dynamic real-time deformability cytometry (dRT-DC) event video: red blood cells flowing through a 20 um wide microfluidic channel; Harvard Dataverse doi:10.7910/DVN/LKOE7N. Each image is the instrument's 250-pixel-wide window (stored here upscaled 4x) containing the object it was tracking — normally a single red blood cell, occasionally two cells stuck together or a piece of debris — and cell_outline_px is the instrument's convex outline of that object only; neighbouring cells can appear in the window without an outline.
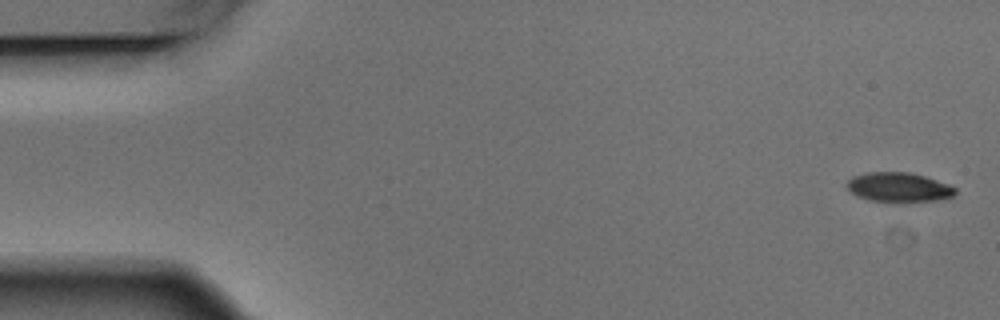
{"species": "Egyptian fruit bat (a non-hibernating species)", "species_latin": "Rousettus aegyptiacus", "temperature_condition": "warm", "stored_images_in_passage": 4, "camera_frame_rate_fps": 3000, "um_per_image_px": 0.085, "animal": {"sex": "male"}, "frame": {"image": 1, "passage_image": 1, "time_ms": 0.0, "image_size_px": [1000, 320], "cell_outline_px": [[956, 192], [952, 196], [936, 200], [872, 200], [856, 196], [844, 184], [852, 176], [868, 172], [908, 172], [924, 176], [948, 184], [956, 188]], "centroid_in_image_um": [76.35, 15.88], "position_along_channel_um": 8.7, "area_um2": 18.03}}